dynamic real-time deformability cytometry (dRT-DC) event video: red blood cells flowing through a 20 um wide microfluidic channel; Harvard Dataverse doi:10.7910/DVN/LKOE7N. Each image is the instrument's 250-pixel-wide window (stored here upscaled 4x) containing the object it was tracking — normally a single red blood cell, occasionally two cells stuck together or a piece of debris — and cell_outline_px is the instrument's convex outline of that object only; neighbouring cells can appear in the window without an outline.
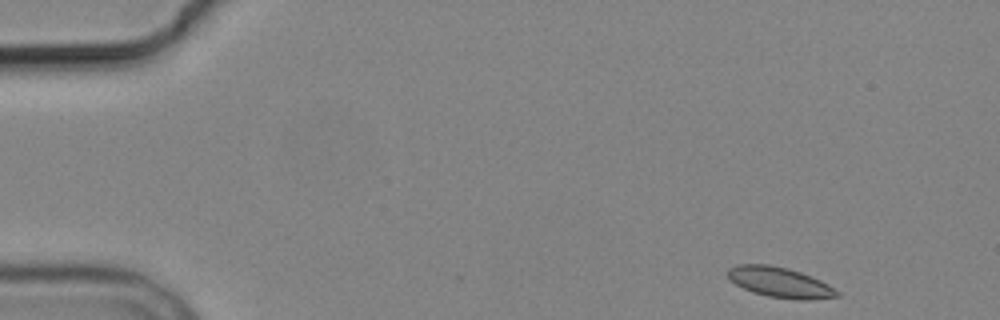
{"species": "common noctule bat (a hibernating species)", "species_latin": "Nyctalus noctula", "temperature_condition": "cold", "stored_images_in_passage": 6, "camera_frame_rate_fps": 3000, "um_per_image_px": 0.085, "animal": {"sex": "male", "body_mass_g": 19.2, "forearm_length_mm": 51.8}, "frame": {"image": 1, "passage_image": 1, "time_ms": 0.0, "image_size_px": [1000, 320], "cell_outline_px": [[840, 296], [808, 300], [800, 300], [768, 296], [752, 292], [728, 280], [728, 268], [736, 264], [768, 264], [788, 268], [800, 272], [820, 280], [828, 284], [840, 292]], "centroid_in_image_um": [66.28, 23.99], "position_along_channel_um": 18.7, "area_um2": 19.31}}
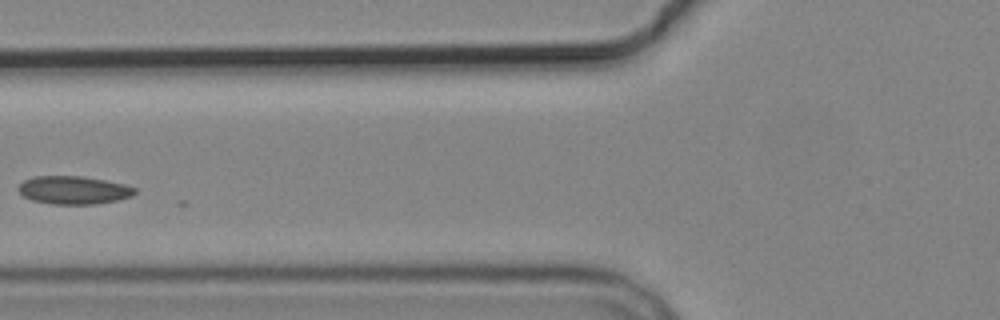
{"frame": {"image": 2, "passage_image": 5, "time_ms": 5.667, "image_size_px": [1000, 320], "cell_outline_px": [[136, 192], [132, 196], [116, 200], [96, 204], [52, 204], [32, 200], [24, 196], [16, 188], [24, 180], [36, 176], [80, 176], [104, 180], [124, 184], [136, 188]], "centroid_in_image_um": [6.25, 16.16], "position_along_channel_um": 119.6, "area_um2": 18.96}}
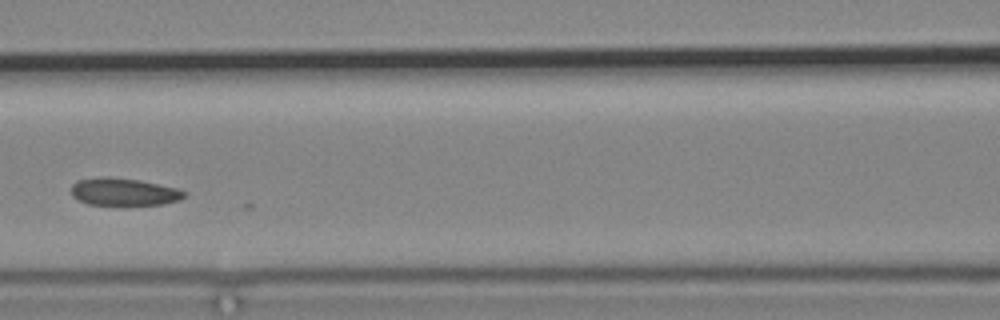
{"frame": {"image": 3, "passage_image": 6, "time_ms": 6.667, "image_size_px": [1000, 320], "cell_outline_px": [[188, 192], [180, 200], [164, 204], [124, 208], [88, 204], [72, 196], [72, 184], [76, 180], [100, 176], [108, 176], [140, 180], [176, 188]], "centroid_in_image_um": [10.52, 16.35], "position_along_channel_um": 156.1, "area_um2": 19.13}}